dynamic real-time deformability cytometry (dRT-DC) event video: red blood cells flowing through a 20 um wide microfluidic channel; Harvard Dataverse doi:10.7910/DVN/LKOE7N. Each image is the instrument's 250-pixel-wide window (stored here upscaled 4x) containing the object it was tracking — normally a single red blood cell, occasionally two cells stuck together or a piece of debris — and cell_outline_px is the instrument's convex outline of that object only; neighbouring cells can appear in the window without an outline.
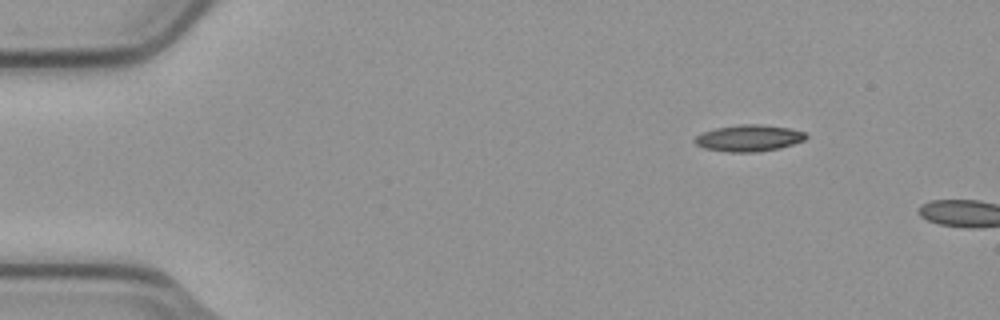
{"species": "common noctule bat (a hibernating species)", "species_latin": "Nyctalus noctula", "temperature_condition": "cold", "stored_images_in_passage": 2, "camera_frame_rate_fps": 3000, "um_per_image_px": 0.085, "animal": {"sex": "male", "body_mass_g": 23.1, "forearm_length_mm": 52.7}, "frame": {"image": 1, "passage_image": 1, "time_ms": 0.0, "image_size_px": [1000, 320], "cell_outline_px": [[808, 136], [804, 140], [780, 148], [756, 152], [728, 152], [704, 148], [696, 144], [692, 140], [696, 136], [704, 132], [716, 128], [740, 124], [760, 124], [792, 128], [804, 132]], "centroid_in_image_um": [63.66, 11.73], "position_along_channel_um": 21.3, "area_um2": 17.22}}